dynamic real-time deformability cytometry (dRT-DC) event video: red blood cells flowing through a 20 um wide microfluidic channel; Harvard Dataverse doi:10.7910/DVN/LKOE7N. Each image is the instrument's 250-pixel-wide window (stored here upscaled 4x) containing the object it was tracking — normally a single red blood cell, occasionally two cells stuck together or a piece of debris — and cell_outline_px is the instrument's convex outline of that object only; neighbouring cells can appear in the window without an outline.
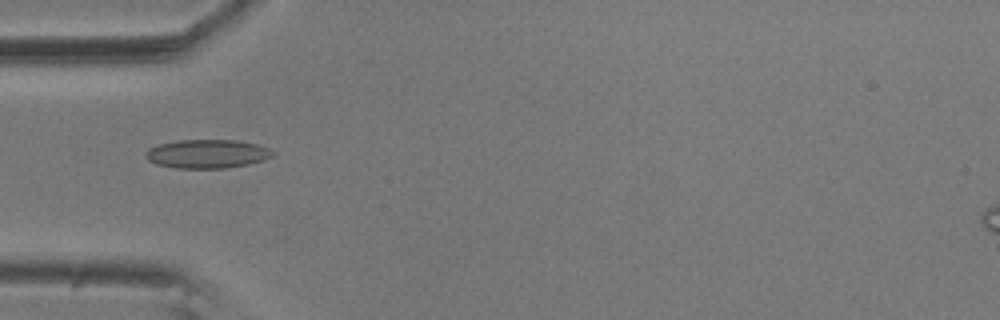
{"species": "common noctule bat (a hibernating species)", "species_latin": "Nyctalus noctula", "temperature_condition": "room temperature", "stored_images_in_passage": 9, "camera_frame_rate_fps": 3000, "um_per_image_px": 0.085, "animal": {"sex": "male", "body_mass_g": 20.5, "forearm_length_mm": 52.5}, "frame": {"image": 1, "passage_image": 4, "time_ms": 1.0, "image_size_px": [1000, 320], "cell_outline_px": [[276, 152], [272, 156], [264, 160], [248, 164], [224, 168], [176, 168], [156, 164], [148, 160], [144, 156], [144, 152], [148, 148], [160, 144], [180, 140], [236, 140], [256, 144], [268, 148]], "centroid_in_image_um": [17.59, 13.08], "position_along_channel_um": 67.4, "area_um2": 21.27}}
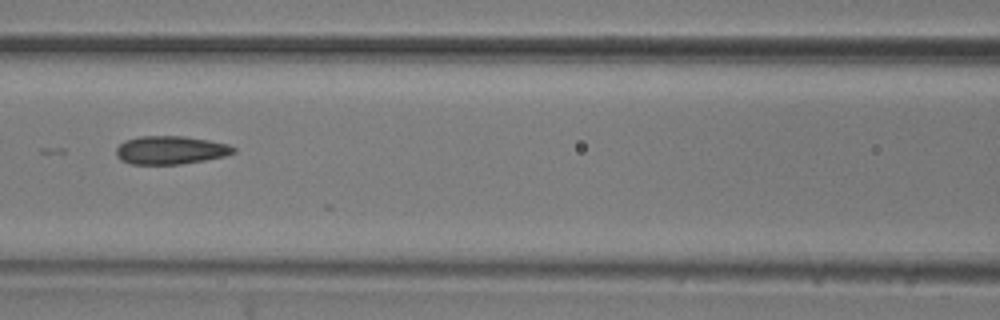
{"frame": {"image": 2, "passage_image": 6, "time_ms": 1.667, "image_size_px": [1000, 320], "cell_outline_px": [[236, 152], [224, 156], [204, 160], [180, 164], [132, 164], [120, 160], [116, 156], [116, 148], [124, 140], [140, 136], [184, 136], [208, 140], [228, 144], [236, 148]], "centroid_in_image_um": [14.48, 12.75], "position_along_channel_um": 152.1, "area_um2": 19.36}}
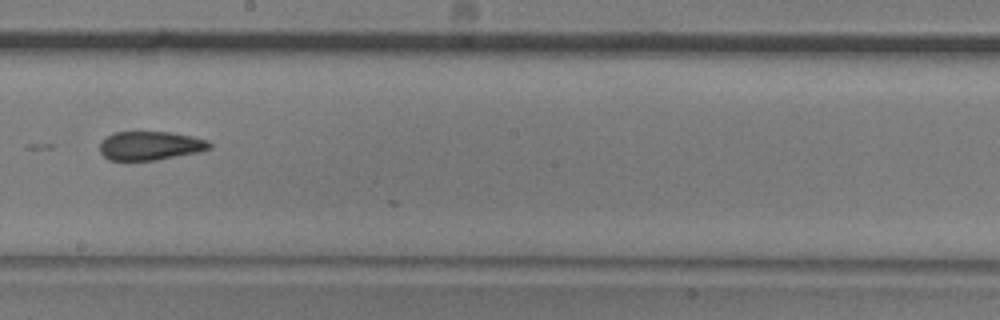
{"frame": {"image": 3, "passage_image": 8, "time_ms": 2.333, "image_size_px": [1000, 320], "cell_outline_px": [[212, 148], [200, 152], [156, 160], [108, 160], [100, 152], [100, 140], [116, 132], [168, 132], [192, 136], [208, 140], [212, 144]], "centroid_in_image_um": [12.79, 12.39], "position_along_channel_um": 235.4, "area_um2": 18.5}}